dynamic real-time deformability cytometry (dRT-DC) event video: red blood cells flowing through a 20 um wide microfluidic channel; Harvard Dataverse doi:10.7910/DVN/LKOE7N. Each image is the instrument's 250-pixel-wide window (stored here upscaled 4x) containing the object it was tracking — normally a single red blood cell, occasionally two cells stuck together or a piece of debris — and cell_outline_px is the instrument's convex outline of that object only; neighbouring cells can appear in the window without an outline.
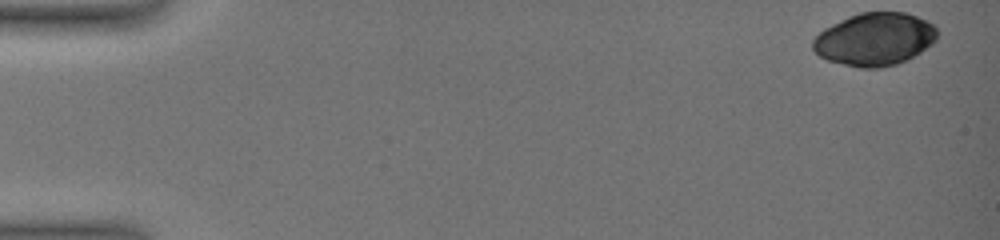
{"species": "common noctule bat (a hibernating species)", "species_latin": "Nyctalus noctula", "temperature_condition": "warm", "stored_images_in_passage": 48, "camera_frame_rate_fps": 3000, "um_per_image_px": 0.085, "animal": {"sex": "female", "body_mass_g": 19.0, "forearm_length_mm": 51.5}, "frame": {"image": 1, "passage_image": 1, "time_ms": 0.0, "image_size_px": [1000, 240], "cell_outline_px": [[936, 40], [932, 44], [908, 60], [896, 64], [880, 68], [860, 68], [828, 60], [820, 56], [812, 48], [812, 40], [824, 28], [848, 16], [860, 12], [904, 12], [916, 16], [932, 24], [936, 28]], "centroid_in_image_um": [74.34, 3.34], "position_along_channel_um": 10.7, "area_um2": 38.15}}